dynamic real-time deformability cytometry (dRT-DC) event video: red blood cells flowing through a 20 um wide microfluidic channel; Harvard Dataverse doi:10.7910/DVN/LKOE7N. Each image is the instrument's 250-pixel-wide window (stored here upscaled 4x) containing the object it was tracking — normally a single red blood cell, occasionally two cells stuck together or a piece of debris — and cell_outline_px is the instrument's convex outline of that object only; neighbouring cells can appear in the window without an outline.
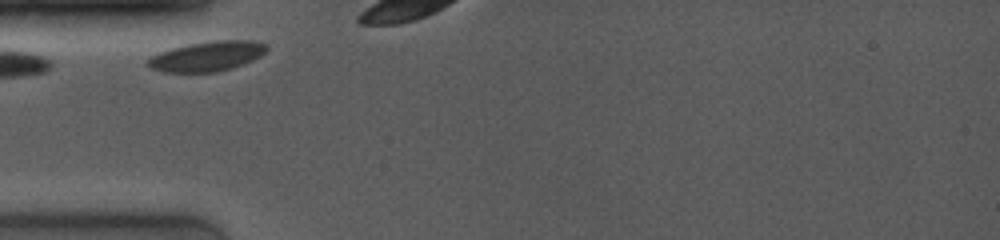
{"species": "common noctule bat (a hibernating species)", "species_latin": "Nyctalus noctula", "temperature_condition": "room temperature", "stored_images_in_passage": 11, "camera_frame_rate_fps": 4000, "um_per_image_px": 0.085, "animal": {"sex": "female", "body_mass_g": 19.0, "forearm_length_mm": 53.3}, "frame": {"image": 1, "passage_image": 1, "time_ms": 0.0, "image_size_px": [1000, 240], "cell_outline_px": [[268, 48], [260, 56], [252, 60], [232, 68], [216, 72], [164, 72], [152, 68], [144, 64], [152, 56], [160, 52], [172, 48], [188, 44], [216, 40], [252, 40], [268, 44]], "centroid_in_image_um": [17.61, 4.78], "position_along_channel_um": 67.4, "area_um2": 20.63}}